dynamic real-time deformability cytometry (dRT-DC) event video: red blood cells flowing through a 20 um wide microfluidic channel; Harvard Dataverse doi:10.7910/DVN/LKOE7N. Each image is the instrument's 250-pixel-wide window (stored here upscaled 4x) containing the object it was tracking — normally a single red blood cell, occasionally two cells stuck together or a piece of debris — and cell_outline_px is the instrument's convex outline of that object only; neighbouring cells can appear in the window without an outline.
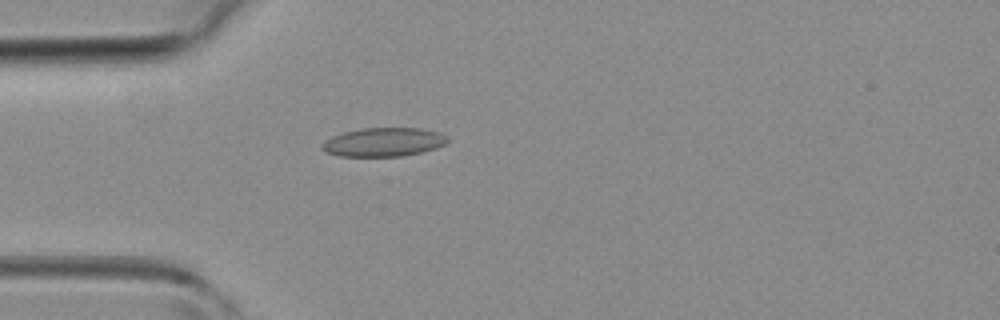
{"species": "common noctule bat (a hibernating species)", "species_latin": "Nyctalus noctula", "temperature_condition": "room temperature", "stored_images_in_passage": 37, "camera_frame_rate_fps": 3000, "um_per_image_px": 0.085, "animal": {"sex": "female", "body_mass_g": 19.3, "forearm_length_mm": 54.1}, "frame": {"image": 1, "passage_image": 5, "time_ms": 1.333, "image_size_px": [1000, 320], "cell_outline_px": [[448, 140], [444, 144], [436, 148], [420, 152], [400, 156], [340, 156], [324, 152], [320, 148], [320, 144], [332, 136], [344, 132], [364, 128], [420, 128], [440, 132], [448, 136]], "centroid_in_image_um": [32.58, 12.07], "position_along_channel_um": 52.4, "area_um2": 21.04}}
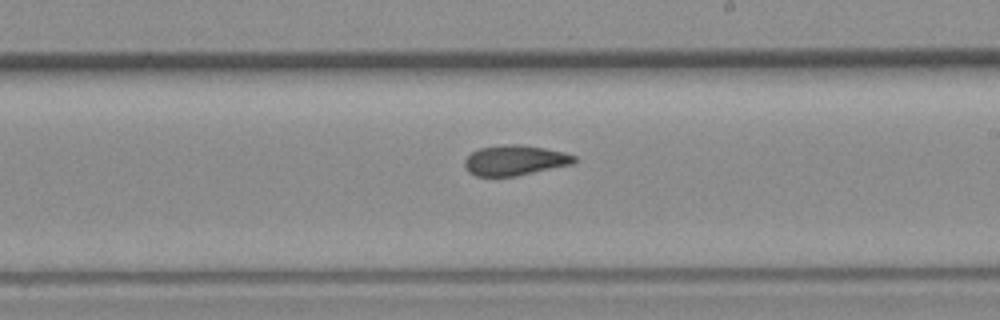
{"frame": {"image": 2, "passage_image": 18, "time_ms": 5.667, "image_size_px": [1000, 320], "cell_outline_px": [[576, 160], [572, 164], [516, 176], [476, 176], [468, 172], [464, 164], [464, 160], [472, 152], [480, 148], [504, 144], [520, 144], [544, 148], [564, 152], [576, 156]], "centroid_in_image_um": [43.75, 13.62], "position_along_channel_um": 245.2, "area_um2": 19.25}}
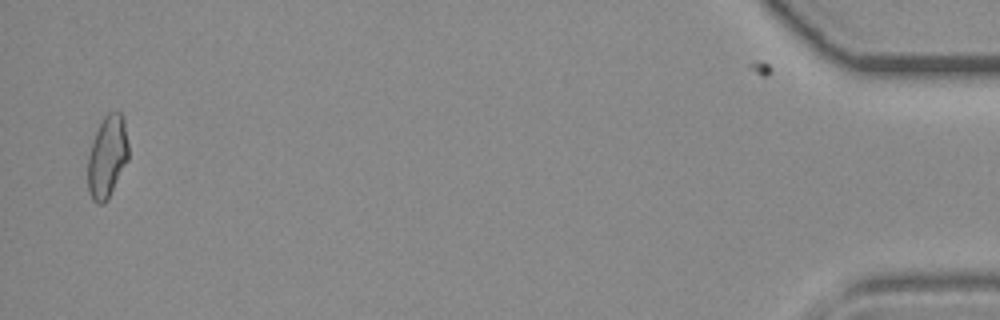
{"frame": {"image": 3, "passage_image": 36, "time_ms": 11.667, "image_size_px": [1000, 320], "cell_outline_px": [[128, 160], [108, 200], [104, 204], [96, 204], [92, 200], [88, 192], [88, 156], [100, 120], [108, 112], [120, 112], [124, 116], [128, 144]], "centroid_in_image_um": [9.12, 13.33], "position_along_channel_um": 426.1, "area_um2": 19.71}}